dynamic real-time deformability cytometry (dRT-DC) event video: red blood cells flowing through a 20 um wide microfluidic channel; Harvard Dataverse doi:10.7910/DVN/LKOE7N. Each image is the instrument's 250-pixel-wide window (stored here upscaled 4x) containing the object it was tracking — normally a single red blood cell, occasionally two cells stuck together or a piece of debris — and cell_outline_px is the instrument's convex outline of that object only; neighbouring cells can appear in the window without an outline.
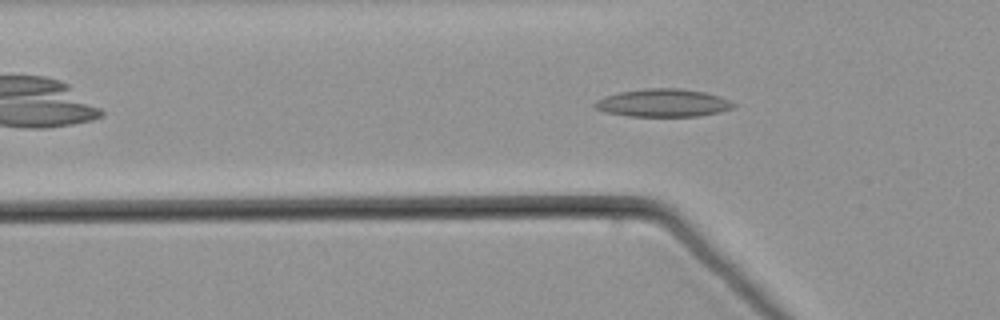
{"species": "common noctule bat (a hibernating species)", "species_latin": "Nyctalus noctula", "temperature_condition": "warm", "stored_images_in_passage": 47, "camera_frame_rate_fps": 3000, "um_per_image_px": 0.085, "animal": {"sex": "male", "body_mass_g": 21.5, "forearm_length_mm": 52.0}, "frame": {"image": 1, "passage_image": 10, "time_ms": 3.0, "image_size_px": [1000, 320], "cell_outline_px": [[736, 104], [732, 108], [720, 112], [700, 116], [628, 116], [604, 112], [596, 108], [592, 104], [596, 100], [604, 96], [620, 92], [648, 88], [680, 88], [704, 92], [720, 96]], "centroid_in_image_um": [56.34, 8.75], "position_along_channel_um": 69.5, "area_um2": 22.54}}
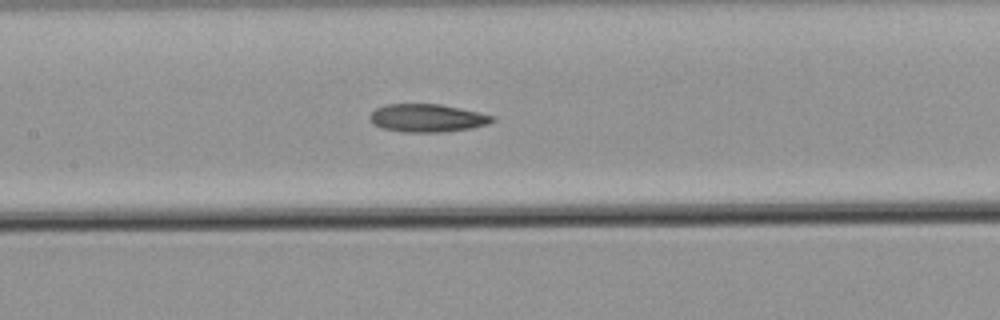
{"frame": {"image": 2, "passage_image": 18, "time_ms": 5.667, "image_size_px": [1000, 320], "cell_outline_px": [[496, 120], [488, 124], [472, 128], [440, 132], [404, 132], [380, 128], [372, 124], [368, 120], [368, 116], [376, 108], [388, 104], [440, 104], [480, 112], [496, 116]], "centroid_in_image_um": [36.31, 10.03], "position_along_channel_um": 171.1, "area_um2": 20.23}}
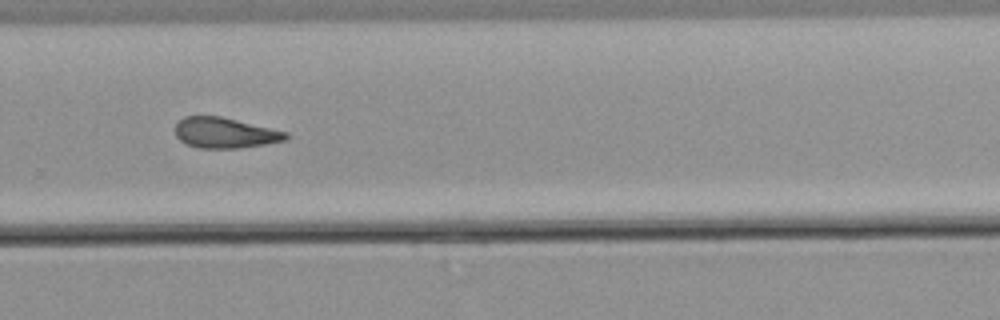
{"frame": {"image": 3, "passage_image": 29, "time_ms": 9.333, "image_size_px": [1000, 320], "cell_outline_px": [[288, 136], [284, 140], [268, 144], [240, 148], [196, 148], [180, 140], [176, 136], [176, 124], [184, 116], [220, 116], [288, 132]], "centroid_in_image_um": [19.12, 11.3], "position_along_channel_um": 310.7, "area_um2": 19.59}}